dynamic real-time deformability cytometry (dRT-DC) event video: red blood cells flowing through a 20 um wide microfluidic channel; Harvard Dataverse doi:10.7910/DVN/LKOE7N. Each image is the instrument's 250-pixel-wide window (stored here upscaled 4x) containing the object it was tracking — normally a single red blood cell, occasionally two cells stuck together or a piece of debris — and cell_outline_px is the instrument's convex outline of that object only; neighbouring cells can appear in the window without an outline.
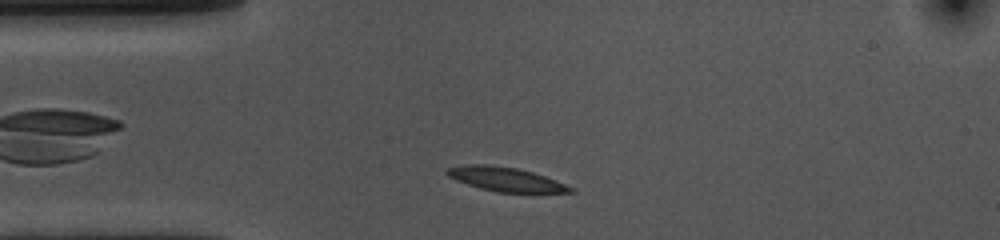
{"species": "common noctule bat (a hibernating species)", "species_latin": "Nyctalus noctula", "temperature_condition": "cold", "stored_images_in_passage": 35, "camera_frame_rate_fps": 3000, "um_per_image_px": 0.085, "animal": {"sex": "female", "body_mass_g": 10.0, "forearm_length_mm": 53.1}, "frame": {"image": 1, "passage_image": 4, "time_ms": 1.0, "image_size_px": [1000, 240], "cell_outline_px": [[572, 192], [496, 192], [480, 188], [456, 180], [448, 176], [444, 172], [448, 168], [472, 164], [484, 164], [516, 168], [532, 172], [544, 176], [564, 184], [572, 188]], "centroid_in_image_um": [42.92, 15.23], "position_along_channel_um": 42.1, "area_um2": 16.82}}
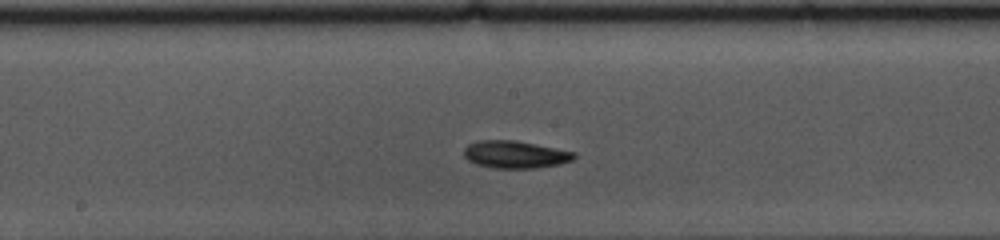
{"frame": {"image": 2, "passage_image": 19, "time_ms": 6.0, "image_size_px": [1000, 240], "cell_outline_px": [[576, 156], [572, 160], [556, 164], [536, 168], [496, 168], [476, 164], [468, 160], [464, 156], [464, 148], [468, 144], [480, 140], [516, 140], [576, 152]], "centroid_in_image_um": [43.77, 13.12], "position_along_channel_um": 204.4, "area_um2": 17.51}}
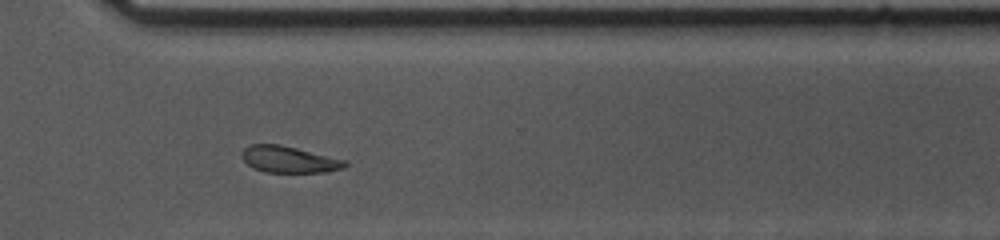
{"frame": {"image": 3, "passage_image": 31, "time_ms": 10.0, "image_size_px": [1000, 240], "cell_outline_px": [[348, 164], [344, 168], [328, 172], [268, 172], [256, 168], [248, 164], [240, 156], [244, 148], [252, 144], [280, 144], [348, 160]], "centroid_in_image_um": [24.62, 13.54], "position_along_channel_um": 346.0, "area_um2": 15.95}, "authors_computed_cell_mechanics": {"area_um2": 16.5308, "velocity_mm_per_s": 3.55, "shape_relaxation_time_tau1_ms": 2.4709, "shape_relaxation_time_tau2_ms": 4.6235, "deformation_change_tau1": 0.118, "deformation_change_tau2": 0.0975}}